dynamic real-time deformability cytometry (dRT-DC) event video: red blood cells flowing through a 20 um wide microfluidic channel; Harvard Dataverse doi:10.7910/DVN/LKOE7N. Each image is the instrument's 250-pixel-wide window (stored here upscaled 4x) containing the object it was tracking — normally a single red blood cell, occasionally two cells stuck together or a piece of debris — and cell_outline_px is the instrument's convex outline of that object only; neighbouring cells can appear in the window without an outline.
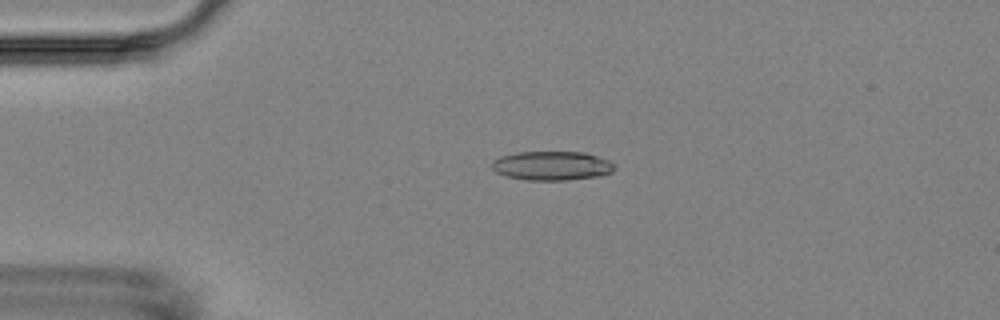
{"species": "Egyptian fruit bat (a non-hibernating species)", "species_latin": "Rousettus aegyptiacus", "temperature_condition": "room temperature", "stored_images_in_passage": 5, "camera_frame_rate_fps": 3000, "um_per_image_px": 0.085, "animal": {"sex": "female"}, "frame": {"image": 1, "passage_image": 4, "time_ms": 4.0, "image_size_px": [1000, 320], "cell_outline_px": [[616, 168], [612, 172], [600, 176], [564, 180], [528, 180], [508, 176], [496, 172], [492, 168], [492, 160], [500, 156], [516, 152], [584, 152], [608, 160], [616, 164]], "centroid_in_image_um": [46.93, 14.08], "position_along_channel_um": 38.1, "area_um2": 20.81}}